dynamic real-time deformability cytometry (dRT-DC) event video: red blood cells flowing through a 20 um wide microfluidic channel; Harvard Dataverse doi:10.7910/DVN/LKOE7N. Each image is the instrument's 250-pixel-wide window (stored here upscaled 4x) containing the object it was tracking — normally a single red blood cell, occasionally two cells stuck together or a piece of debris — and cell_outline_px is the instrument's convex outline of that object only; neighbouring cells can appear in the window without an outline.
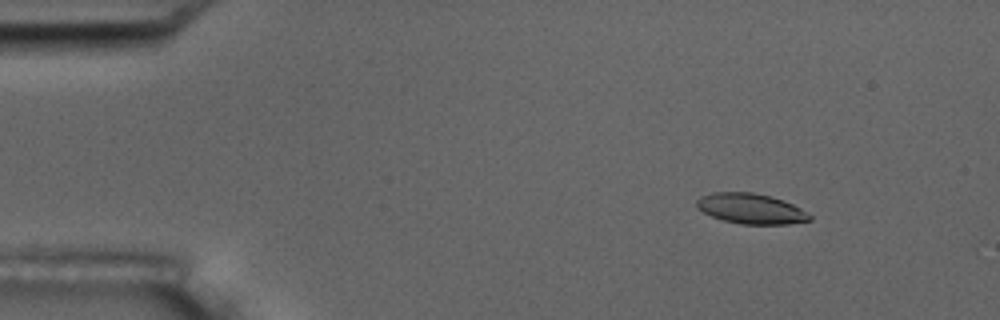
{"species": "common noctule bat (a hibernating species)", "species_latin": "Nyctalus noctula", "temperature_condition": "room temperature", "stored_images_in_passage": 5, "camera_frame_rate_fps": 3000, "um_per_image_px": 0.085, "animal": {"sex": "male", "body_mass_g": 17.5, "forearm_length_mm": 52.3}, "frame": {"image": 1, "passage_image": 2, "time_ms": 1.0, "image_size_px": [1000, 320], "cell_outline_px": [[812, 220], [788, 224], [740, 224], [724, 220], [712, 216], [696, 208], [696, 200], [700, 196], [712, 192], [752, 192], [768, 196], [792, 204], [808, 212], [812, 216]], "centroid_in_image_um": [63.81, 17.74], "position_along_channel_um": 21.2, "area_um2": 19.88}}
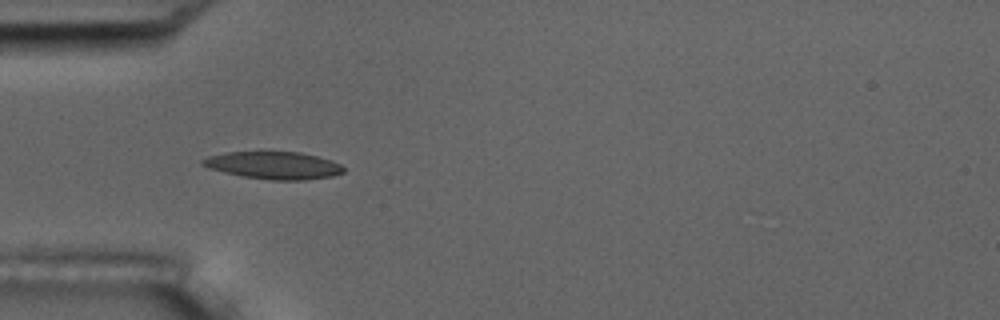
{"frame": {"image": 2, "passage_image": 4, "time_ms": 4.333, "image_size_px": [1000, 320], "cell_outline_px": [[344, 172], [332, 176], [304, 180], [272, 180], [244, 176], [224, 172], [208, 168], [200, 164], [200, 160], [208, 156], [228, 152], [300, 152], [332, 160], [340, 164], [344, 168]], "centroid_in_image_um": [23.26, 14.05], "position_along_channel_um": 61.7, "area_um2": 22.43}}